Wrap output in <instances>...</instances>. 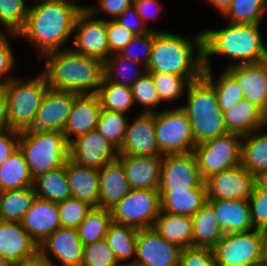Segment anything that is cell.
Wrapping results in <instances>:
<instances>
[{
  "instance_id": "obj_1",
  "label": "cell",
  "mask_w": 267,
  "mask_h": 266,
  "mask_svg": "<svg viewBox=\"0 0 267 266\" xmlns=\"http://www.w3.org/2000/svg\"><path fill=\"white\" fill-rule=\"evenodd\" d=\"M18 36L29 39L41 56L61 50L73 34L74 24L83 7L74 0H34Z\"/></svg>"
},
{
  "instance_id": "obj_2",
  "label": "cell",
  "mask_w": 267,
  "mask_h": 266,
  "mask_svg": "<svg viewBox=\"0 0 267 266\" xmlns=\"http://www.w3.org/2000/svg\"><path fill=\"white\" fill-rule=\"evenodd\" d=\"M44 75L49 89L70 91L78 95L97 94L104 77V63L74 51L62 48L44 54Z\"/></svg>"
},
{
  "instance_id": "obj_3",
  "label": "cell",
  "mask_w": 267,
  "mask_h": 266,
  "mask_svg": "<svg viewBox=\"0 0 267 266\" xmlns=\"http://www.w3.org/2000/svg\"><path fill=\"white\" fill-rule=\"evenodd\" d=\"M223 29H206L203 33V67H210L211 55L232 58L231 65L267 60V47L260 35V24H235ZM239 61V62H238Z\"/></svg>"
},
{
  "instance_id": "obj_4",
  "label": "cell",
  "mask_w": 267,
  "mask_h": 266,
  "mask_svg": "<svg viewBox=\"0 0 267 266\" xmlns=\"http://www.w3.org/2000/svg\"><path fill=\"white\" fill-rule=\"evenodd\" d=\"M196 47L195 54L194 48ZM203 69L202 32L190 40L178 34L155 30L151 58L146 67L147 72L201 77Z\"/></svg>"
},
{
  "instance_id": "obj_5",
  "label": "cell",
  "mask_w": 267,
  "mask_h": 266,
  "mask_svg": "<svg viewBox=\"0 0 267 266\" xmlns=\"http://www.w3.org/2000/svg\"><path fill=\"white\" fill-rule=\"evenodd\" d=\"M186 90L187 102L180 107L190 120L196 145L228 133L213 85L202 75Z\"/></svg>"
},
{
  "instance_id": "obj_6",
  "label": "cell",
  "mask_w": 267,
  "mask_h": 266,
  "mask_svg": "<svg viewBox=\"0 0 267 266\" xmlns=\"http://www.w3.org/2000/svg\"><path fill=\"white\" fill-rule=\"evenodd\" d=\"M19 149L29 166L32 179L65 165L70 146L61 131L42 134H23L20 131Z\"/></svg>"
},
{
  "instance_id": "obj_7",
  "label": "cell",
  "mask_w": 267,
  "mask_h": 266,
  "mask_svg": "<svg viewBox=\"0 0 267 266\" xmlns=\"http://www.w3.org/2000/svg\"><path fill=\"white\" fill-rule=\"evenodd\" d=\"M49 89L42 73L27 80L13 78L7 83V114L5 126L16 131H23L41 106Z\"/></svg>"
},
{
  "instance_id": "obj_8",
  "label": "cell",
  "mask_w": 267,
  "mask_h": 266,
  "mask_svg": "<svg viewBox=\"0 0 267 266\" xmlns=\"http://www.w3.org/2000/svg\"><path fill=\"white\" fill-rule=\"evenodd\" d=\"M212 250L217 266H262L264 238L260 229L225 233Z\"/></svg>"
},
{
  "instance_id": "obj_9",
  "label": "cell",
  "mask_w": 267,
  "mask_h": 266,
  "mask_svg": "<svg viewBox=\"0 0 267 266\" xmlns=\"http://www.w3.org/2000/svg\"><path fill=\"white\" fill-rule=\"evenodd\" d=\"M241 142V135L228 132L194 147L193 153L203 181L240 165Z\"/></svg>"
},
{
  "instance_id": "obj_10",
  "label": "cell",
  "mask_w": 267,
  "mask_h": 266,
  "mask_svg": "<svg viewBox=\"0 0 267 266\" xmlns=\"http://www.w3.org/2000/svg\"><path fill=\"white\" fill-rule=\"evenodd\" d=\"M155 133L162 155L193 152L196 146L190 120L181 107L155 112Z\"/></svg>"
},
{
  "instance_id": "obj_11",
  "label": "cell",
  "mask_w": 267,
  "mask_h": 266,
  "mask_svg": "<svg viewBox=\"0 0 267 266\" xmlns=\"http://www.w3.org/2000/svg\"><path fill=\"white\" fill-rule=\"evenodd\" d=\"M161 211L158 190L132 189L110 209L112 221L137 229L152 228Z\"/></svg>"
},
{
  "instance_id": "obj_12",
  "label": "cell",
  "mask_w": 267,
  "mask_h": 266,
  "mask_svg": "<svg viewBox=\"0 0 267 266\" xmlns=\"http://www.w3.org/2000/svg\"><path fill=\"white\" fill-rule=\"evenodd\" d=\"M78 96V94L70 91L48 89L36 116L21 132L23 134H42L50 131L63 132L74 100Z\"/></svg>"
},
{
  "instance_id": "obj_13",
  "label": "cell",
  "mask_w": 267,
  "mask_h": 266,
  "mask_svg": "<svg viewBox=\"0 0 267 266\" xmlns=\"http://www.w3.org/2000/svg\"><path fill=\"white\" fill-rule=\"evenodd\" d=\"M202 182L193 152L163 155L159 192H187Z\"/></svg>"
},
{
  "instance_id": "obj_14",
  "label": "cell",
  "mask_w": 267,
  "mask_h": 266,
  "mask_svg": "<svg viewBox=\"0 0 267 266\" xmlns=\"http://www.w3.org/2000/svg\"><path fill=\"white\" fill-rule=\"evenodd\" d=\"M87 9L77 16L74 30V45L72 49L78 53L101 60L103 63L109 57V45L106 30V19H96Z\"/></svg>"
},
{
  "instance_id": "obj_15",
  "label": "cell",
  "mask_w": 267,
  "mask_h": 266,
  "mask_svg": "<svg viewBox=\"0 0 267 266\" xmlns=\"http://www.w3.org/2000/svg\"><path fill=\"white\" fill-rule=\"evenodd\" d=\"M182 249L169 243L153 227L138 229L136 254L130 264L137 266H179Z\"/></svg>"
},
{
  "instance_id": "obj_16",
  "label": "cell",
  "mask_w": 267,
  "mask_h": 266,
  "mask_svg": "<svg viewBox=\"0 0 267 266\" xmlns=\"http://www.w3.org/2000/svg\"><path fill=\"white\" fill-rule=\"evenodd\" d=\"M208 200H248L255 187V176L241 164L214 174L205 181Z\"/></svg>"
},
{
  "instance_id": "obj_17",
  "label": "cell",
  "mask_w": 267,
  "mask_h": 266,
  "mask_svg": "<svg viewBox=\"0 0 267 266\" xmlns=\"http://www.w3.org/2000/svg\"><path fill=\"white\" fill-rule=\"evenodd\" d=\"M69 146V159L84 167L100 169L118 158V150L96 129L77 136Z\"/></svg>"
},
{
  "instance_id": "obj_18",
  "label": "cell",
  "mask_w": 267,
  "mask_h": 266,
  "mask_svg": "<svg viewBox=\"0 0 267 266\" xmlns=\"http://www.w3.org/2000/svg\"><path fill=\"white\" fill-rule=\"evenodd\" d=\"M83 247L77 229L60 227L39 245V253L50 266H81ZM49 254L58 262H52Z\"/></svg>"
},
{
  "instance_id": "obj_19",
  "label": "cell",
  "mask_w": 267,
  "mask_h": 266,
  "mask_svg": "<svg viewBox=\"0 0 267 266\" xmlns=\"http://www.w3.org/2000/svg\"><path fill=\"white\" fill-rule=\"evenodd\" d=\"M132 122V123H131ZM118 155L163 156L155 133V113H142L128 121L124 141Z\"/></svg>"
},
{
  "instance_id": "obj_20",
  "label": "cell",
  "mask_w": 267,
  "mask_h": 266,
  "mask_svg": "<svg viewBox=\"0 0 267 266\" xmlns=\"http://www.w3.org/2000/svg\"><path fill=\"white\" fill-rule=\"evenodd\" d=\"M226 70L240 85L244 98L255 103L267 114V60L229 65Z\"/></svg>"
},
{
  "instance_id": "obj_21",
  "label": "cell",
  "mask_w": 267,
  "mask_h": 266,
  "mask_svg": "<svg viewBox=\"0 0 267 266\" xmlns=\"http://www.w3.org/2000/svg\"><path fill=\"white\" fill-rule=\"evenodd\" d=\"M131 189L158 190L163 156L118 155Z\"/></svg>"
},
{
  "instance_id": "obj_22",
  "label": "cell",
  "mask_w": 267,
  "mask_h": 266,
  "mask_svg": "<svg viewBox=\"0 0 267 266\" xmlns=\"http://www.w3.org/2000/svg\"><path fill=\"white\" fill-rule=\"evenodd\" d=\"M39 252L38 243L21 223L0 221V256L10 263L33 257Z\"/></svg>"
},
{
  "instance_id": "obj_23",
  "label": "cell",
  "mask_w": 267,
  "mask_h": 266,
  "mask_svg": "<svg viewBox=\"0 0 267 266\" xmlns=\"http://www.w3.org/2000/svg\"><path fill=\"white\" fill-rule=\"evenodd\" d=\"M101 111L102 107L96 94L79 95L74 100L71 113L63 129L67 141L70 143L77 136L96 129Z\"/></svg>"
},
{
  "instance_id": "obj_24",
  "label": "cell",
  "mask_w": 267,
  "mask_h": 266,
  "mask_svg": "<svg viewBox=\"0 0 267 266\" xmlns=\"http://www.w3.org/2000/svg\"><path fill=\"white\" fill-rule=\"evenodd\" d=\"M22 226L40 245L50 234L61 227L57 203L37 198L25 213Z\"/></svg>"
},
{
  "instance_id": "obj_25",
  "label": "cell",
  "mask_w": 267,
  "mask_h": 266,
  "mask_svg": "<svg viewBox=\"0 0 267 266\" xmlns=\"http://www.w3.org/2000/svg\"><path fill=\"white\" fill-rule=\"evenodd\" d=\"M98 207L110 210L132 189L121 162L116 159L99 169Z\"/></svg>"
},
{
  "instance_id": "obj_26",
  "label": "cell",
  "mask_w": 267,
  "mask_h": 266,
  "mask_svg": "<svg viewBox=\"0 0 267 266\" xmlns=\"http://www.w3.org/2000/svg\"><path fill=\"white\" fill-rule=\"evenodd\" d=\"M224 233L248 232L254 228L248 200H207Z\"/></svg>"
},
{
  "instance_id": "obj_27",
  "label": "cell",
  "mask_w": 267,
  "mask_h": 266,
  "mask_svg": "<svg viewBox=\"0 0 267 266\" xmlns=\"http://www.w3.org/2000/svg\"><path fill=\"white\" fill-rule=\"evenodd\" d=\"M223 118L227 131L241 136L267 125V114L245 98L229 110L223 111Z\"/></svg>"
},
{
  "instance_id": "obj_28",
  "label": "cell",
  "mask_w": 267,
  "mask_h": 266,
  "mask_svg": "<svg viewBox=\"0 0 267 266\" xmlns=\"http://www.w3.org/2000/svg\"><path fill=\"white\" fill-rule=\"evenodd\" d=\"M66 173L71 197L98 207L99 169L80 166L69 159Z\"/></svg>"
},
{
  "instance_id": "obj_29",
  "label": "cell",
  "mask_w": 267,
  "mask_h": 266,
  "mask_svg": "<svg viewBox=\"0 0 267 266\" xmlns=\"http://www.w3.org/2000/svg\"><path fill=\"white\" fill-rule=\"evenodd\" d=\"M161 211L192 217L207 203V189L203 181L190 191L159 192Z\"/></svg>"
},
{
  "instance_id": "obj_30",
  "label": "cell",
  "mask_w": 267,
  "mask_h": 266,
  "mask_svg": "<svg viewBox=\"0 0 267 266\" xmlns=\"http://www.w3.org/2000/svg\"><path fill=\"white\" fill-rule=\"evenodd\" d=\"M153 228L181 249L193 247V226L189 216L160 212Z\"/></svg>"
},
{
  "instance_id": "obj_31",
  "label": "cell",
  "mask_w": 267,
  "mask_h": 266,
  "mask_svg": "<svg viewBox=\"0 0 267 266\" xmlns=\"http://www.w3.org/2000/svg\"><path fill=\"white\" fill-rule=\"evenodd\" d=\"M33 189L37 198L55 203L70 198L71 191L67 179L66 164L34 179Z\"/></svg>"
},
{
  "instance_id": "obj_32",
  "label": "cell",
  "mask_w": 267,
  "mask_h": 266,
  "mask_svg": "<svg viewBox=\"0 0 267 266\" xmlns=\"http://www.w3.org/2000/svg\"><path fill=\"white\" fill-rule=\"evenodd\" d=\"M193 247L213 248L225 234L213 209L206 203L192 217Z\"/></svg>"
},
{
  "instance_id": "obj_33",
  "label": "cell",
  "mask_w": 267,
  "mask_h": 266,
  "mask_svg": "<svg viewBox=\"0 0 267 266\" xmlns=\"http://www.w3.org/2000/svg\"><path fill=\"white\" fill-rule=\"evenodd\" d=\"M262 129L242 136L240 164L254 176L267 169V132Z\"/></svg>"
},
{
  "instance_id": "obj_34",
  "label": "cell",
  "mask_w": 267,
  "mask_h": 266,
  "mask_svg": "<svg viewBox=\"0 0 267 266\" xmlns=\"http://www.w3.org/2000/svg\"><path fill=\"white\" fill-rule=\"evenodd\" d=\"M137 233L138 229L129 225L113 221L109 225L105 240L121 266L129 265L136 254Z\"/></svg>"
},
{
  "instance_id": "obj_35",
  "label": "cell",
  "mask_w": 267,
  "mask_h": 266,
  "mask_svg": "<svg viewBox=\"0 0 267 266\" xmlns=\"http://www.w3.org/2000/svg\"><path fill=\"white\" fill-rule=\"evenodd\" d=\"M33 181L29 166L20 149L0 165V191L31 187Z\"/></svg>"
},
{
  "instance_id": "obj_36",
  "label": "cell",
  "mask_w": 267,
  "mask_h": 266,
  "mask_svg": "<svg viewBox=\"0 0 267 266\" xmlns=\"http://www.w3.org/2000/svg\"><path fill=\"white\" fill-rule=\"evenodd\" d=\"M36 197L33 186L0 191V221L21 223Z\"/></svg>"
},
{
  "instance_id": "obj_37",
  "label": "cell",
  "mask_w": 267,
  "mask_h": 266,
  "mask_svg": "<svg viewBox=\"0 0 267 266\" xmlns=\"http://www.w3.org/2000/svg\"><path fill=\"white\" fill-rule=\"evenodd\" d=\"M146 72L144 65L124 58L118 53L111 54L104 62V76L110 82L120 85L131 87Z\"/></svg>"
},
{
  "instance_id": "obj_38",
  "label": "cell",
  "mask_w": 267,
  "mask_h": 266,
  "mask_svg": "<svg viewBox=\"0 0 267 266\" xmlns=\"http://www.w3.org/2000/svg\"><path fill=\"white\" fill-rule=\"evenodd\" d=\"M96 95L103 110L125 114L135 104L131 87L110 82L105 76Z\"/></svg>"
},
{
  "instance_id": "obj_39",
  "label": "cell",
  "mask_w": 267,
  "mask_h": 266,
  "mask_svg": "<svg viewBox=\"0 0 267 266\" xmlns=\"http://www.w3.org/2000/svg\"><path fill=\"white\" fill-rule=\"evenodd\" d=\"M212 67L203 69V76L213 85L217 100L222 112L229 110L244 98L243 91L236 79L224 70L215 81L212 76Z\"/></svg>"
},
{
  "instance_id": "obj_40",
  "label": "cell",
  "mask_w": 267,
  "mask_h": 266,
  "mask_svg": "<svg viewBox=\"0 0 267 266\" xmlns=\"http://www.w3.org/2000/svg\"><path fill=\"white\" fill-rule=\"evenodd\" d=\"M111 222L112 217L110 210L92 207L77 228L82 244L86 245L105 239Z\"/></svg>"
},
{
  "instance_id": "obj_41",
  "label": "cell",
  "mask_w": 267,
  "mask_h": 266,
  "mask_svg": "<svg viewBox=\"0 0 267 266\" xmlns=\"http://www.w3.org/2000/svg\"><path fill=\"white\" fill-rule=\"evenodd\" d=\"M266 5L267 0H232L223 16L230 23L260 24Z\"/></svg>"
},
{
  "instance_id": "obj_42",
  "label": "cell",
  "mask_w": 267,
  "mask_h": 266,
  "mask_svg": "<svg viewBox=\"0 0 267 266\" xmlns=\"http://www.w3.org/2000/svg\"><path fill=\"white\" fill-rule=\"evenodd\" d=\"M128 121L124 113L102 109L96 130L119 150L125 138Z\"/></svg>"
},
{
  "instance_id": "obj_43",
  "label": "cell",
  "mask_w": 267,
  "mask_h": 266,
  "mask_svg": "<svg viewBox=\"0 0 267 266\" xmlns=\"http://www.w3.org/2000/svg\"><path fill=\"white\" fill-rule=\"evenodd\" d=\"M152 78L162 102H171L184 94L189 83L200 77H182L167 73H152Z\"/></svg>"
},
{
  "instance_id": "obj_44",
  "label": "cell",
  "mask_w": 267,
  "mask_h": 266,
  "mask_svg": "<svg viewBox=\"0 0 267 266\" xmlns=\"http://www.w3.org/2000/svg\"><path fill=\"white\" fill-rule=\"evenodd\" d=\"M28 9L25 0H0V24L7 32L18 34L25 25Z\"/></svg>"
},
{
  "instance_id": "obj_45",
  "label": "cell",
  "mask_w": 267,
  "mask_h": 266,
  "mask_svg": "<svg viewBox=\"0 0 267 266\" xmlns=\"http://www.w3.org/2000/svg\"><path fill=\"white\" fill-rule=\"evenodd\" d=\"M134 103L144 106L142 113H155L154 108L160 104L161 99L156 90L152 73L146 72L132 86Z\"/></svg>"
},
{
  "instance_id": "obj_46",
  "label": "cell",
  "mask_w": 267,
  "mask_h": 266,
  "mask_svg": "<svg viewBox=\"0 0 267 266\" xmlns=\"http://www.w3.org/2000/svg\"><path fill=\"white\" fill-rule=\"evenodd\" d=\"M59 221L63 228L77 229L85 219L92 206L76 198H67L57 203Z\"/></svg>"
},
{
  "instance_id": "obj_47",
  "label": "cell",
  "mask_w": 267,
  "mask_h": 266,
  "mask_svg": "<svg viewBox=\"0 0 267 266\" xmlns=\"http://www.w3.org/2000/svg\"><path fill=\"white\" fill-rule=\"evenodd\" d=\"M154 38L155 30L142 35H135L132 41L129 42L118 54L147 67L151 58ZM139 46H141V48Z\"/></svg>"
},
{
  "instance_id": "obj_48",
  "label": "cell",
  "mask_w": 267,
  "mask_h": 266,
  "mask_svg": "<svg viewBox=\"0 0 267 266\" xmlns=\"http://www.w3.org/2000/svg\"><path fill=\"white\" fill-rule=\"evenodd\" d=\"M81 266H121L105 239L83 247Z\"/></svg>"
},
{
  "instance_id": "obj_49",
  "label": "cell",
  "mask_w": 267,
  "mask_h": 266,
  "mask_svg": "<svg viewBox=\"0 0 267 266\" xmlns=\"http://www.w3.org/2000/svg\"><path fill=\"white\" fill-rule=\"evenodd\" d=\"M109 56L119 53L135 36L130 30L115 20H106Z\"/></svg>"
},
{
  "instance_id": "obj_50",
  "label": "cell",
  "mask_w": 267,
  "mask_h": 266,
  "mask_svg": "<svg viewBox=\"0 0 267 266\" xmlns=\"http://www.w3.org/2000/svg\"><path fill=\"white\" fill-rule=\"evenodd\" d=\"M248 201L254 228L261 229L267 223V190L255 185Z\"/></svg>"
},
{
  "instance_id": "obj_51",
  "label": "cell",
  "mask_w": 267,
  "mask_h": 266,
  "mask_svg": "<svg viewBox=\"0 0 267 266\" xmlns=\"http://www.w3.org/2000/svg\"><path fill=\"white\" fill-rule=\"evenodd\" d=\"M179 266H217L211 248L187 247L182 249Z\"/></svg>"
},
{
  "instance_id": "obj_52",
  "label": "cell",
  "mask_w": 267,
  "mask_h": 266,
  "mask_svg": "<svg viewBox=\"0 0 267 266\" xmlns=\"http://www.w3.org/2000/svg\"><path fill=\"white\" fill-rule=\"evenodd\" d=\"M99 4V5H98ZM98 4L95 6H82L83 9H87L93 16L98 13L105 12V14L111 15L112 20H115L118 16L133 5V0H98Z\"/></svg>"
},
{
  "instance_id": "obj_53",
  "label": "cell",
  "mask_w": 267,
  "mask_h": 266,
  "mask_svg": "<svg viewBox=\"0 0 267 266\" xmlns=\"http://www.w3.org/2000/svg\"><path fill=\"white\" fill-rule=\"evenodd\" d=\"M19 136V131L0 127V165L19 149Z\"/></svg>"
},
{
  "instance_id": "obj_54",
  "label": "cell",
  "mask_w": 267,
  "mask_h": 266,
  "mask_svg": "<svg viewBox=\"0 0 267 266\" xmlns=\"http://www.w3.org/2000/svg\"><path fill=\"white\" fill-rule=\"evenodd\" d=\"M115 21L130 30L134 35H142L154 30V28L147 27L133 5L128 7Z\"/></svg>"
},
{
  "instance_id": "obj_55",
  "label": "cell",
  "mask_w": 267,
  "mask_h": 266,
  "mask_svg": "<svg viewBox=\"0 0 267 266\" xmlns=\"http://www.w3.org/2000/svg\"><path fill=\"white\" fill-rule=\"evenodd\" d=\"M16 58L12 51L9 37L7 36L0 41V82L8 83L14 77L10 76V72L14 67ZM5 77V79H4Z\"/></svg>"
},
{
  "instance_id": "obj_56",
  "label": "cell",
  "mask_w": 267,
  "mask_h": 266,
  "mask_svg": "<svg viewBox=\"0 0 267 266\" xmlns=\"http://www.w3.org/2000/svg\"><path fill=\"white\" fill-rule=\"evenodd\" d=\"M133 6L145 24H147V20L155 17L154 13L157 14V12L161 11L160 9L162 7L158 0H133Z\"/></svg>"
},
{
  "instance_id": "obj_57",
  "label": "cell",
  "mask_w": 267,
  "mask_h": 266,
  "mask_svg": "<svg viewBox=\"0 0 267 266\" xmlns=\"http://www.w3.org/2000/svg\"><path fill=\"white\" fill-rule=\"evenodd\" d=\"M7 98V83H0V127L5 126Z\"/></svg>"
},
{
  "instance_id": "obj_58",
  "label": "cell",
  "mask_w": 267,
  "mask_h": 266,
  "mask_svg": "<svg viewBox=\"0 0 267 266\" xmlns=\"http://www.w3.org/2000/svg\"><path fill=\"white\" fill-rule=\"evenodd\" d=\"M10 266H50V265L38 252L33 257L11 263Z\"/></svg>"
},
{
  "instance_id": "obj_59",
  "label": "cell",
  "mask_w": 267,
  "mask_h": 266,
  "mask_svg": "<svg viewBox=\"0 0 267 266\" xmlns=\"http://www.w3.org/2000/svg\"><path fill=\"white\" fill-rule=\"evenodd\" d=\"M232 0H208L214 8L217 9L222 15L226 12L230 6Z\"/></svg>"
},
{
  "instance_id": "obj_60",
  "label": "cell",
  "mask_w": 267,
  "mask_h": 266,
  "mask_svg": "<svg viewBox=\"0 0 267 266\" xmlns=\"http://www.w3.org/2000/svg\"><path fill=\"white\" fill-rule=\"evenodd\" d=\"M255 184L258 188L267 190V169L255 175Z\"/></svg>"
},
{
  "instance_id": "obj_61",
  "label": "cell",
  "mask_w": 267,
  "mask_h": 266,
  "mask_svg": "<svg viewBox=\"0 0 267 266\" xmlns=\"http://www.w3.org/2000/svg\"><path fill=\"white\" fill-rule=\"evenodd\" d=\"M262 266H267V240H264V251H263Z\"/></svg>"
},
{
  "instance_id": "obj_62",
  "label": "cell",
  "mask_w": 267,
  "mask_h": 266,
  "mask_svg": "<svg viewBox=\"0 0 267 266\" xmlns=\"http://www.w3.org/2000/svg\"><path fill=\"white\" fill-rule=\"evenodd\" d=\"M7 33V34H6ZM9 36V35H11L12 37H18V34H16V33H9V32H4V30L2 31H0V41L2 40V39H4L6 36Z\"/></svg>"
},
{
  "instance_id": "obj_63",
  "label": "cell",
  "mask_w": 267,
  "mask_h": 266,
  "mask_svg": "<svg viewBox=\"0 0 267 266\" xmlns=\"http://www.w3.org/2000/svg\"><path fill=\"white\" fill-rule=\"evenodd\" d=\"M264 240H267V223L260 229Z\"/></svg>"
},
{
  "instance_id": "obj_64",
  "label": "cell",
  "mask_w": 267,
  "mask_h": 266,
  "mask_svg": "<svg viewBox=\"0 0 267 266\" xmlns=\"http://www.w3.org/2000/svg\"><path fill=\"white\" fill-rule=\"evenodd\" d=\"M11 263L0 256V266H10Z\"/></svg>"
},
{
  "instance_id": "obj_65",
  "label": "cell",
  "mask_w": 267,
  "mask_h": 266,
  "mask_svg": "<svg viewBox=\"0 0 267 266\" xmlns=\"http://www.w3.org/2000/svg\"><path fill=\"white\" fill-rule=\"evenodd\" d=\"M126 266H137V265H135V264H129V265H126Z\"/></svg>"
}]
</instances>
